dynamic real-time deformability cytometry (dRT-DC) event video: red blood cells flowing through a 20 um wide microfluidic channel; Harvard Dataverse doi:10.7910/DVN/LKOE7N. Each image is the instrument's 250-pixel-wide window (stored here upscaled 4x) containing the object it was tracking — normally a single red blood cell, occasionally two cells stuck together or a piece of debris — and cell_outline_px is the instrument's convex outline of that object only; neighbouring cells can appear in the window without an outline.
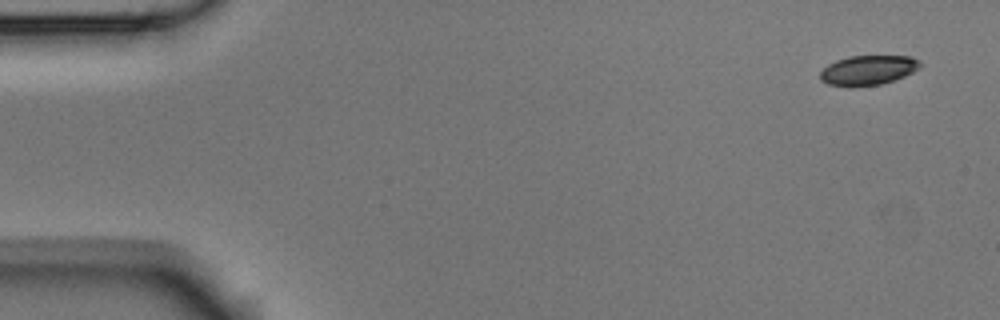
{"species": "Egyptian fruit bat (a non-hibernating species)", "species_latin": "Rousettus aegyptiacus", "temperature_condition": "room temperature", "stored_images_in_passage": 8, "camera_frame_rate_fps": 3000, "um_per_image_px": 0.085, "animal": {"sex": "male"}, "frame": {"image": 1, "passage_image": 1, "time_ms": 0.0, "image_size_px": [1000, 320], "cell_outline_px": [[920, 68], [904, 76], [880, 84], [852, 88], [848, 88], [828, 84], [820, 80], [820, 72], [828, 64], [836, 60], [848, 56], [912, 56], [920, 60]], "centroid_in_image_um": [73.75, 5.98], "position_along_channel_um": 11.2, "area_um2": 17.51}}
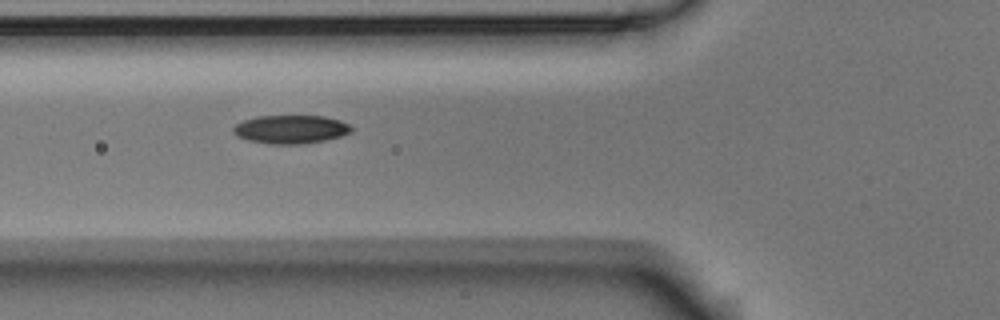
{"frame": {"image": 2, "passage_image": 6, "time_ms": 1.667, "image_size_px": [1000, 320], "cell_outline_px": [[352, 132], [340, 136], [324, 140], [304, 144], [268, 144], [248, 140], [236, 136], [232, 132], [232, 128], [236, 124], [244, 120], [256, 116], [324, 116], [340, 120], [348, 124], [352, 128]], "centroid_in_image_um": [24.69, 10.99], "position_along_channel_um": 101.1, "area_um2": 19.65}}
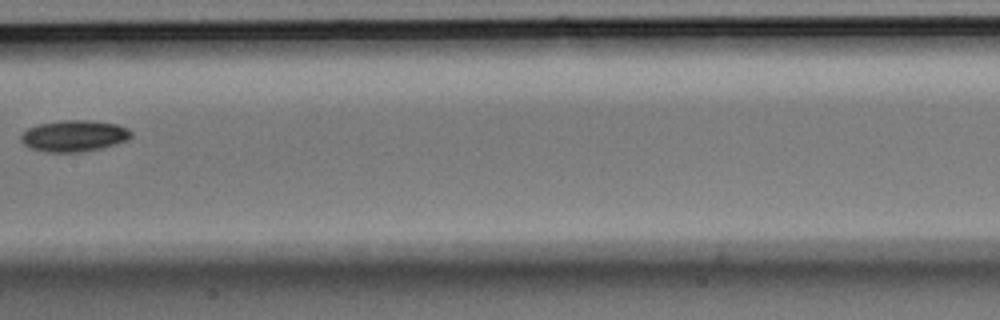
{"frame": {"image": 3, "passage_image": 8, "time_ms": 2.333, "image_size_px": [1000, 320], "cell_outline_px": [[132, 136], [128, 140], [116, 144], [100, 148], [80, 152], [44, 152], [32, 148], [24, 144], [20, 140], [20, 136], [28, 128], [36, 124], [60, 120], [88, 120], [116, 124], [128, 128], [132, 132]], "centroid_in_image_um": [6.29, 11.54], "position_along_channel_um": 201.1, "area_um2": 20.23}}